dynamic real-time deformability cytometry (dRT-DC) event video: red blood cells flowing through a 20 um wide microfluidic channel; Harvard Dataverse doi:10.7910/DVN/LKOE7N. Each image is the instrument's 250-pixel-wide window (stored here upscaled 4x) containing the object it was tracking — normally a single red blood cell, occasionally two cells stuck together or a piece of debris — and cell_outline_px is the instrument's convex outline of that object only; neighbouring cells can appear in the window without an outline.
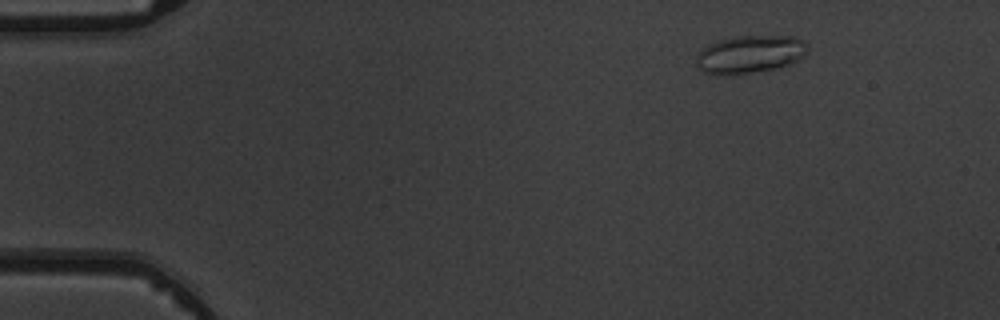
{"species": "common noctule bat (a hibernating species)", "species_latin": "Nyctalus noctula", "temperature_condition": "warm", "stored_images_in_passage": 5, "camera_frame_rate_fps": 3000, "um_per_image_px": 0.085, "animal": {"sex": "male", "body_mass_g": 19.5, "forearm_length_mm": 54.6}, "frame": {"image": 1, "passage_image": 5, "time_ms": 5.333, "image_size_px": [1000, 320], "cell_outline_px": [[808, 48], [804, 56], [792, 64], [732, 76], [724, 76], [704, 72], [696, 64], [696, 56], [708, 44], [720, 40], [740, 36], [792, 36], [804, 40]], "centroid_in_image_um": [63.75, 4.62], "position_along_channel_um": 21.3, "area_um2": 24.51}}